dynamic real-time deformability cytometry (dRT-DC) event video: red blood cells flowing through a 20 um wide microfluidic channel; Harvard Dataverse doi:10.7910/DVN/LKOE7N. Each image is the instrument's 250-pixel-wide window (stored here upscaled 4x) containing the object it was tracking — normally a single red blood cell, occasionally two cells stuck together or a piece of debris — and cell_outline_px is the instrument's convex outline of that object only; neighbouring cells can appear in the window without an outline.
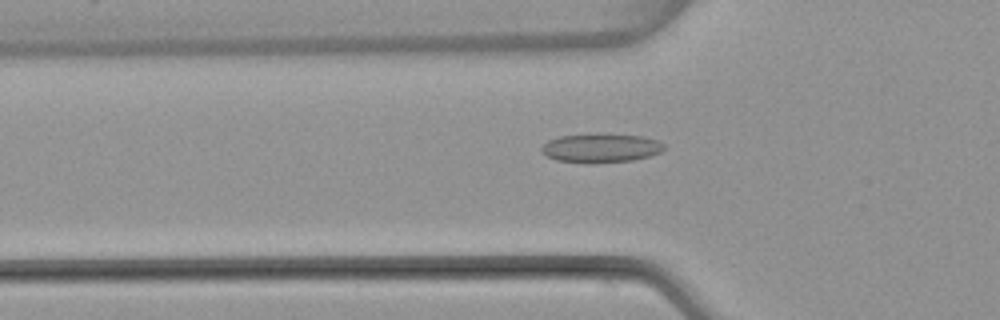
{"species": "common noctule bat (a hibernating species)", "species_latin": "Nyctalus noctula", "temperature_condition": "warm", "stored_images_in_passage": 51, "camera_frame_rate_fps": 3000, "um_per_image_px": 0.085, "animal": {"sex": "female", "body_mass_g": 22.7, "forearm_length_mm": 54.2}, "frame": {"image": 1, "passage_image": 17, "time_ms": 5.333, "image_size_px": [1000, 320], "cell_outline_px": [[664, 148], [660, 152], [648, 156], [632, 160], [592, 164], [556, 160], [540, 152], [540, 148], [548, 140], [560, 136], [588, 132], [600, 132], [644, 136], [656, 140], [664, 144]], "centroid_in_image_um": [51.03, 12.55], "position_along_channel_um": 74.8, "area_um2": 21.33}}
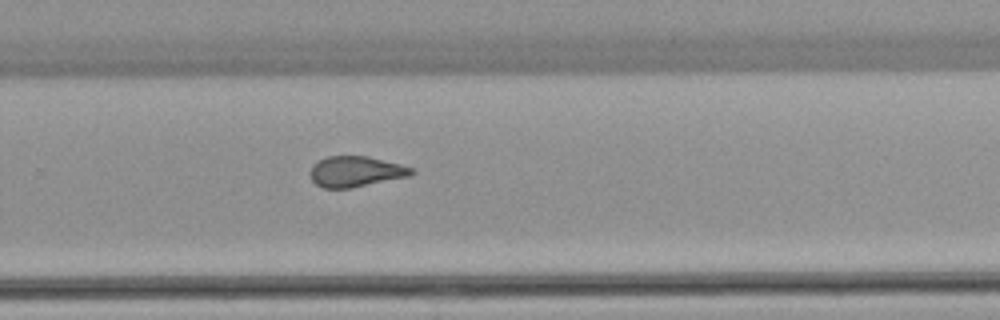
{"frame": {"image": 2, "passage_image": 34, "time_ms": 11.0, "image_size_px": [1000, 320], "cell_outline_px": [[416, 172], [408, 176], [352, 188], [324, 188], [316, 184], [312, 180], [308, 172], [312, 164], [328, 156], [368, 156], [400, 164], [412, 168]], "centroid_in_image_um": [30.2, 14.58], "position_along_channel_um": 299.6, "area_um2": 18.09}}
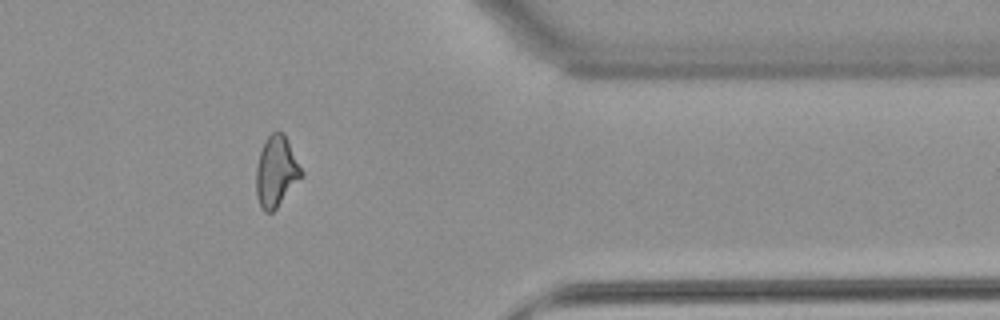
{"frame": {"image": 3, "passage_image": 42, "time_ms": 13.667, "image_size_px": [1000, 320], "cell_outline_px": [[304, 176], [276, 208], [272, 212], [264, 212], [256, 196], [256, 168], [260, 152], [264, 140], [272, 132], [284, 132], [304, 172]], "centroid_in_image_um": [23.5, 14.57], "position_along_channel_um": 387.9, "area_um2": 18.84}, "authors_computed_cell_mechanics": {"area_um2": 19.1896, "velocity_mm_per_s": 3.9616, "shape_relaxation_time_tau1_ms": null, "shape_relaxation_time_tau2_ms": 1.6618, "deformation_change_tau1": null, "deformation_change_tau2": 0.0998}}